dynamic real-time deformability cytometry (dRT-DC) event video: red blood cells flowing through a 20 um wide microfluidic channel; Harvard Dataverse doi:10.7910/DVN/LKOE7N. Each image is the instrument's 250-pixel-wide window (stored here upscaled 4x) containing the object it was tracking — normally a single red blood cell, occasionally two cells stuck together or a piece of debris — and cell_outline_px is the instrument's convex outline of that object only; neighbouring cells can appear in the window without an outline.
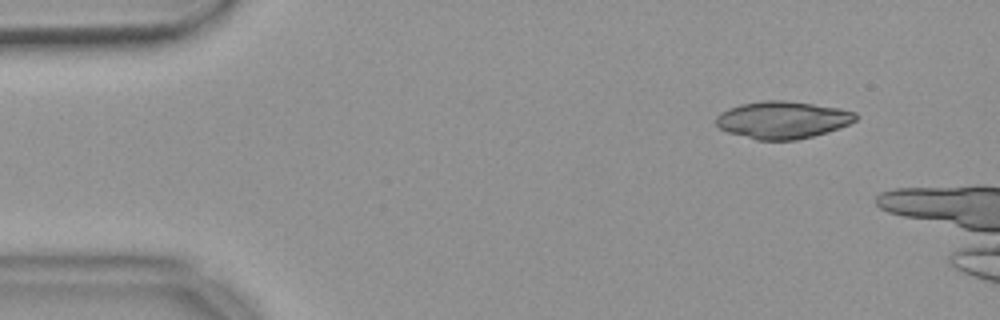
{"species": "common noctule bat (a hibernating species)", "species_latin": "Nyctalus noctula", "temperature_condition": "warm", "stored_images_in_passage": 6, "camera_frame_rate_fps": 3000, "um_per_image_px": 0.085, "animal": {"sex": "female", "body_mass_g": 18.4}, "frame": {"image": 1, "passage_image": 1, "time_ms": 0.0, "image_size_px": [1000, 320], "cell_outline_px": [[860, 116], [856, 120], [848, 124], [828, 132], [796, 140], [756, 140], [728, 132], [720, 128], [716, 124], [716, 116], [720, 112], [728, 108], [740, 104], [764, 100], [784, 100], [840, 108], [856, 112]], "centroid_in_image_um": [66.52, 10.19], "position_along_channel_um": 18.5, "area_um2": 30.46}}